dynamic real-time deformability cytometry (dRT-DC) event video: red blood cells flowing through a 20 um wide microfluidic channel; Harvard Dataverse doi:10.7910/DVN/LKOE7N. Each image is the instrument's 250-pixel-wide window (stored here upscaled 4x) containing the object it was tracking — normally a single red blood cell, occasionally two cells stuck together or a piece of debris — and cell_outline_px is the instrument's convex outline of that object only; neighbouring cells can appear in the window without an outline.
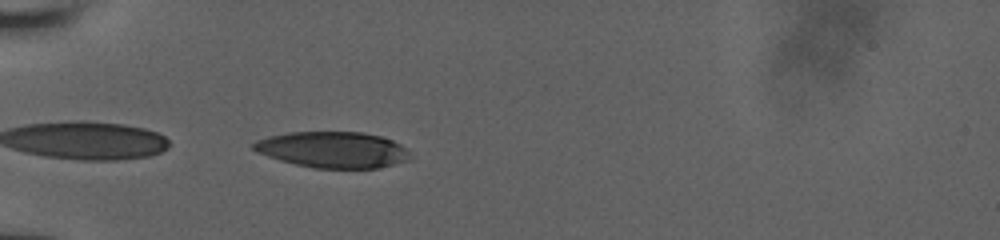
{"species": "human", "species_latin": "Homo sapiens", "temperature_condition": "room temperature", "stored_images_in_passage": 27, "segment_of_instrument_passage": [2, 2], "camera_frame_rate_fps": 3000, "um_per_image_px": 0.085, "donor": {"sex": "male"}, "frame": {"image": 1, "passage_image": 15, "time_ms": 6.333, "image_size_px": [1000, 240], "cell_outline_px": [[408, 160], [376, 168], [312, 168], [280, 160], [256, 152], [252, 148], [252, 144], [256, 140], [268, 136], [288, 132], [364, 132], [380, 136], [392, 140], [400, 144], [408, 152]], "centroid_in_image_um": [28.24, 12.72], "position_along_channel_um": 56.8, "area_um2": 32.77}}
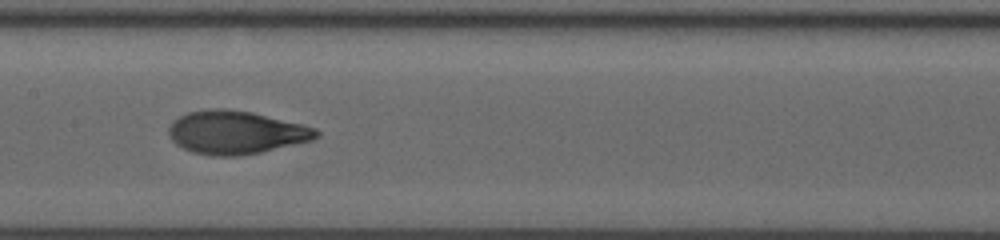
{"frame": {"image": 2, "passage_image": 23, "time_ms": 10.0, "image_size_px": [1000, 240], "cell_outline_px": [[320, 136], [312, 140], [260, 152], [240, 156], [212, 156], [192, 152], [176, 144], [168, 136], [168, 128], [172, 120], [188, 112], [208, 108], [224, 108], [252, 112], [304, 124], [316, 128], [320, 132]], "centroid_in_image_um": [20.04, 11.25], "position_along_channel_um": 187.4, "area_um2": 37.45}}
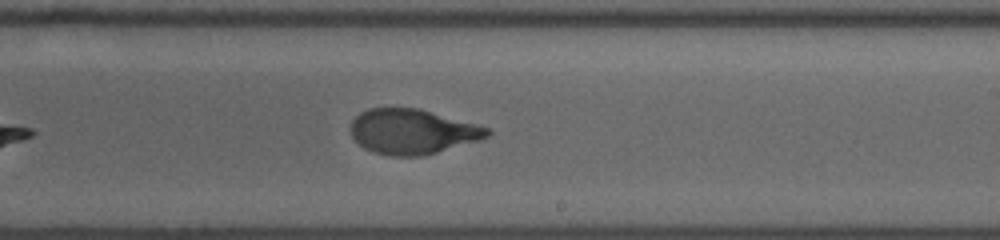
{"frame": {"image": 3, "passage_image": 27, "time_ms": 11.667, "image_size_px": [1000, 240], "cell_outline_px": [[492, 132], [488, 136], [480, 140], [424, 156], [392, 156], [372, 152], [364, 148], [352, 136], [352, 120], [360, 112], [368, 108], [420, 108], [476, 124], [488, 128]], "centroid_in_image_um": [35.06, 11.19], "position_along_channel_um": 253.9, "area_um2": 35.78}}